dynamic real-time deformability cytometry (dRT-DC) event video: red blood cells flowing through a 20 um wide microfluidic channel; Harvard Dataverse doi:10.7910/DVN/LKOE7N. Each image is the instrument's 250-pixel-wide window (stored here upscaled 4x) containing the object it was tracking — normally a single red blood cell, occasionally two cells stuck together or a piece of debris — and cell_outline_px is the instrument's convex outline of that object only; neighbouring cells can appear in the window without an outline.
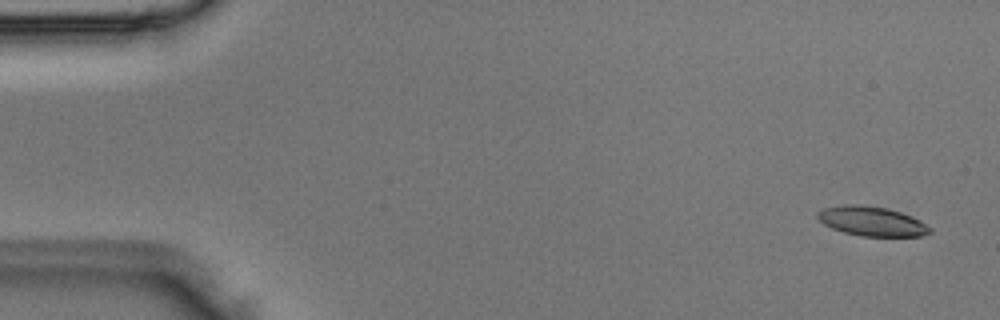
{"species": "Egyptian fruit bat (a non-hibernating species)", "species_latin": "Rousettus aegyptiacus", "temperature_condition": "room temperature", "stored_images_in_passage": 4, "camera_frame_rate_fps": 3000, "um_per_image_px": 0.085, "animal": {"sex": "male"}, "frame": {"image": 1, "passage_image": 4, "time_ms": 1.0, "image_size_px": [1000, 320], "cell_outline_px": [[932, 232], [920, 236], [860, 236], [844, 232], [832, 228], [824, 224], [816, 216], [816, 212], [824, 208], [844, 204], [860, 204], [888, 208], [900, 212], [932, 228]], "centroid_in_image_um": [74.05, 18.8], "position_along_channel_um": 11.0, "area_um2": 19.13}}